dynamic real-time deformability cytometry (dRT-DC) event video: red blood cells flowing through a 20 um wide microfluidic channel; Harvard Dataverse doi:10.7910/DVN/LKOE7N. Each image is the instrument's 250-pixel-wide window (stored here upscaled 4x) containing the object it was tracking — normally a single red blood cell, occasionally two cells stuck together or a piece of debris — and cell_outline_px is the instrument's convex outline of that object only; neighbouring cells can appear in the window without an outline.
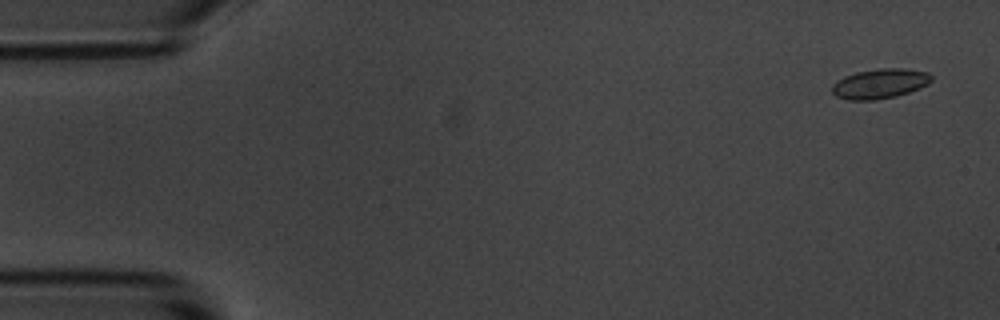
{"species": "common noctule bat (a hibernating species)", "species_latin": "Nyctalus noctula", "temperature_condition": "room temperature", "stored_images_in_passage": 53, "camera_frame_rate_fps": 3000, "um_per_image_px": 0.085, "animal": {"sex": "male", "body_mass_g": 20.1, "forearm_length_mm": 53.5}, "frame": {"image": 1, "passage_image": 1, "time_ms": 0.0, "image_size_px": [1000, 320], "cell_outline_px": [[932, 80], [928, 84], [920, 88], [896, 96], [876, 100], [848, 100], [836, 96], [832, 92], [832, 84], [836, 80], [844, 76], [856, 72], [880, 68], [904, 68], [928, 72], [932, 76]], "centroid_in_image_um": [74.78, 7.11], "position_along_channel_um": 10.2, "area_um2": 17.4}}
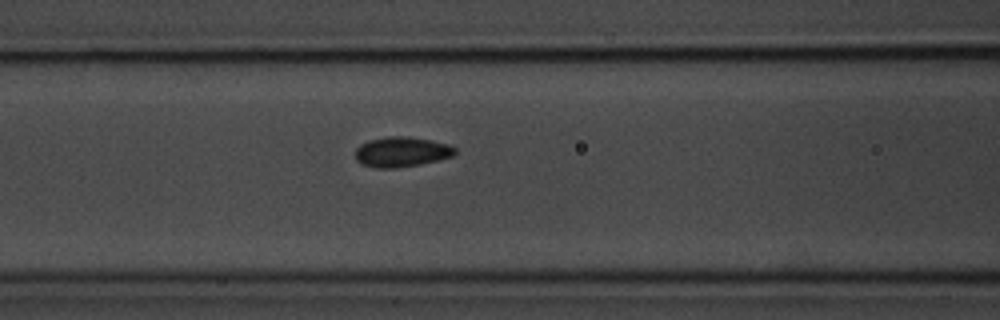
{"frame": {"image": 2, "passage_image": 21, "time_ms": 6.667, "image_size_px": [1000, 320], "cell_outline_px": [[456, 152], [452, 156], [420, 164], [396, 168], [376, 168], [364, 164], [356, 160], [356, 148], [360, 144], [368, 140], [388, 136], [408, 136], [448, 144], [456, 148]], "centroid_in_image_um": [34.11, 12.9], "position_along_channel_um": 132.5, "area_um2": 17.34}}
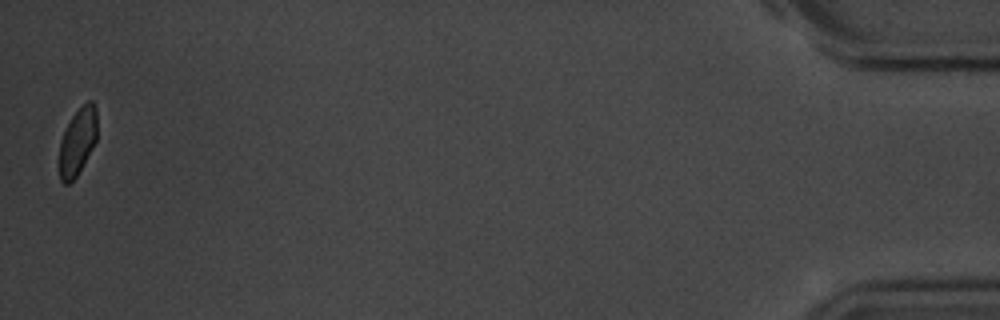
{"frame": {"image": 3, "passage_image": 53, "time_ms": 17.333, "image_size_px": [1000, 320], "cell_outline_px": [[96, 140], [76, 176], [68, 184], [64, 184], [60, 180], [60, 140], [72, 116], [88, 100], [92, 100], [96, 108]], "centroid_in_image_um": [6.59, 12.02], "position_along_channel_um": 428.6, "area_um2": 14.33}, "authors_computed_cell_mechanics": {"area_um2": 16.7042, "velocity_mm_per_s": 3.6576, "shape_relaxation_time_tau1_ms": 2.7195, "shape_relaxation_time_tau2_ms": 0.8765, "deformation_change_tau1": 0.0605, "deformation_change_tau2": 0.0386}}